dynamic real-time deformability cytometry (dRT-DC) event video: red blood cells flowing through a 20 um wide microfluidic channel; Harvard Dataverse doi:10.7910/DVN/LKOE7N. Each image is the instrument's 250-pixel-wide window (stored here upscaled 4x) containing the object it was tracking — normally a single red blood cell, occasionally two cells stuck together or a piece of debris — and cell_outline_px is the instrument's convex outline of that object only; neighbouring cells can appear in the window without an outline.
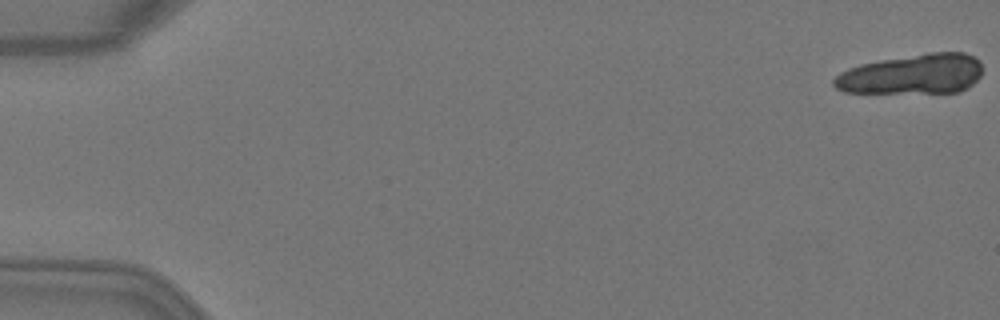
{"species": "Egyptian fruit bat (a non-hibernating species)", "species_latin": "Rousettus aegyptiacus", "temperature_condition": "warm", "stored_images_in_passage": 6, "camera_frame_rate_fps": 3000, "um_per_image_px": 0.085, "animal": {"sex": "female"}, "frame": {"image": 1, "passage_image": 1, "time_ms": 0.0, "image_size_px": [1000, 320], "cell_outline_px": [[980, 76], [968, 88], [960, 92], [844, 92], [836, 88], [832, 84], [832, 80], [840, 72], [848, 68], [860, 64], [880, 60], [928, 52], [964, 52], [980, 60]], "centroid_in_image_um": [77.54, 6.3], "position_along_channel_um": 7.5, "area_um2": 34.56}}